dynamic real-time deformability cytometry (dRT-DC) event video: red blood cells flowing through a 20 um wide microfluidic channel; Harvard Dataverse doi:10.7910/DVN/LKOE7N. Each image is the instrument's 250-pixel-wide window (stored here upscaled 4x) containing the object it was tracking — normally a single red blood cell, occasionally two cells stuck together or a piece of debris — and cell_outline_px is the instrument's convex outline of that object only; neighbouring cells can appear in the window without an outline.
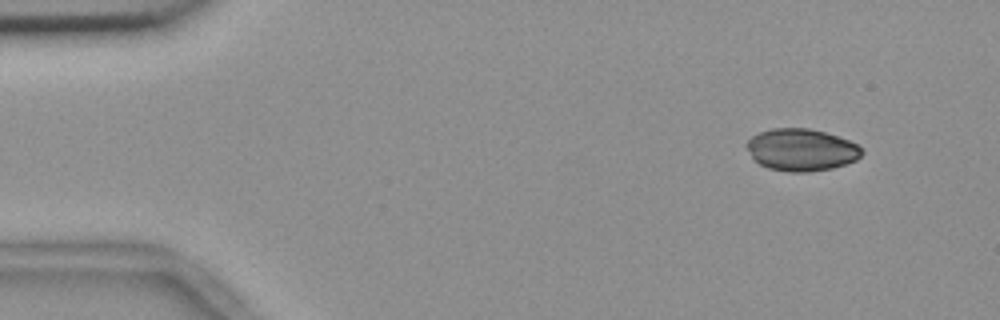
{"species": "common noctule bat (a hibernating species)", "species_latin": "Nyctalus noctula", "temperature_condition": "room temperature", "stored_images_in_passage": 4, "camera_frame_rate_fps": 3000, "um_per_image_px": 0.085, "animal": {"sex": "female", "body_mass_g": 18.4}, "frame": {"image": 1, "passage_image": 1, "time_ms": 0.0, "image_size_px": [1000, 320], "cell_outline_px": [[864, 152], [856, 160], [832, 168], [808, 172], [792, 172], [768, 168], [760, 164], [752, 156], [744, 144], [752, 136], [760, 132], [772, 128], [808, 128], [824, 132], [848, 140], [864, 148]], "centroid_in_image_um": [68.12, 12.73], "position_along_channel_um": 16.9, "area_um2": 28.15}}
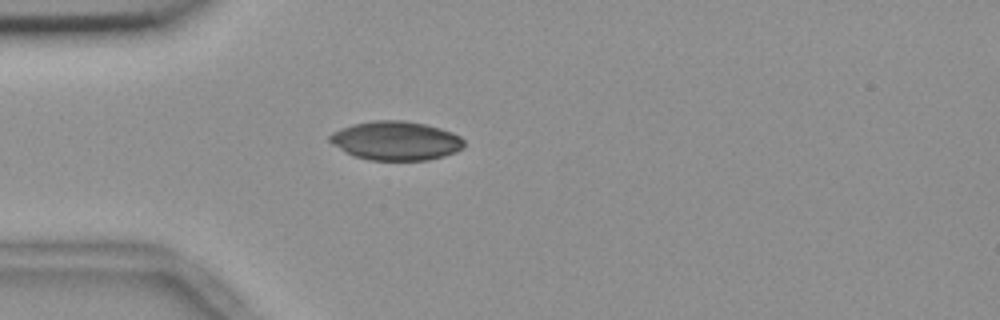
{"frame": {"image": 2, "passage_image": 4, "time_ms": 1.0, "image_size_px": [1000, 320], "cell_outline_px": [[464, 148], [456, 152], [444, 156], [428, 160], [368, 160], [344, 152], [332, 144], [328, 140], [328, 136], [332, 132], [340, 128], [352, 124], [376, 120], [404, 120], [424, 124], [440, 128], [452, 132], [460, 136], [464, 140]], "centroid_in_image_um": [33.64, 11.96], "position_along_channel_um": 51.4, "area_um2": 30.69}}